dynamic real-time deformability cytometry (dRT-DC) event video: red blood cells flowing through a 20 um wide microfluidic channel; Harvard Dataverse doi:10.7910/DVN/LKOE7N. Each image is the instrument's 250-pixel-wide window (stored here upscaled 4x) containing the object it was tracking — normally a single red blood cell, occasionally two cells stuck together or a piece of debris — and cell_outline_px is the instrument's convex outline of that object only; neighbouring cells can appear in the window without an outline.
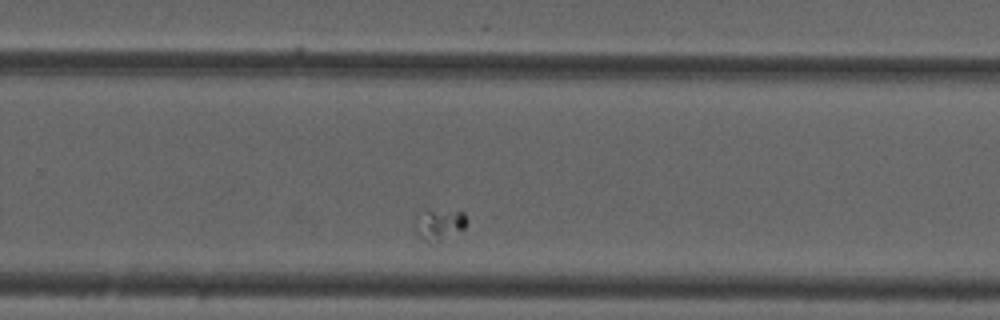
{"species": "common noctule bat (a hibernating species)", "species_latin": "Nyctalus noctula", "temperature_condition": "cold", "stored_images_in_passage": 30, "camera_frame_rate_fps": 3000, "um_per_image_px": 0.085, "animal": {"sex": "male", "forearm_length_mm": 52.5}, "frame": {"image": 1, "passage_image": 22, "time_ms": 7.0, "image_size_px": [1000, 320], "cell_outline_px": [[468, 220], [464, 228], [436, 248], [428, 244], [416, 232], [416, 216], [424, 208], [428, 208], [464, 212]], "centroid_in_image_um": [37.34, 19.14], "position_along_channel_um": 292.5, "area_um2": 10.35}}
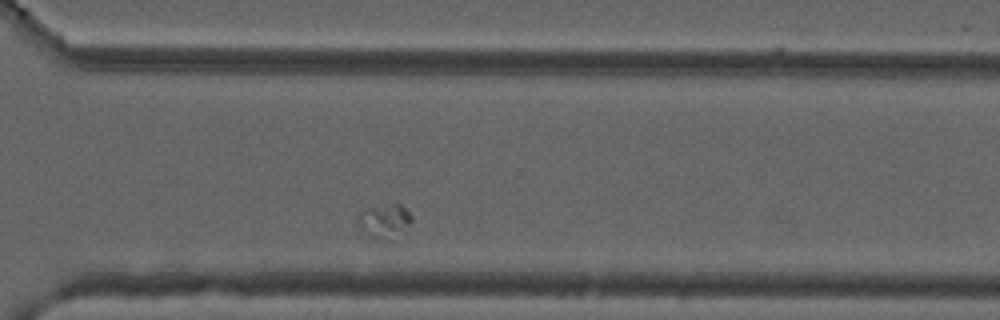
{"frame": {"image": 2, "passage_image": 26, "time_ms": 8.333, "image_size_px": [1000, 320], "cell_outline_px": [[412, 220], [392, 244], [376, 240], [360, 228], [360, 212], [368, 208], [392, 204], [400, 204], [412, 216]], "centroid_in_image_um": [32.73, 18.87], "position_along_channel_um": 337.9, "area_um2": 10.69}}
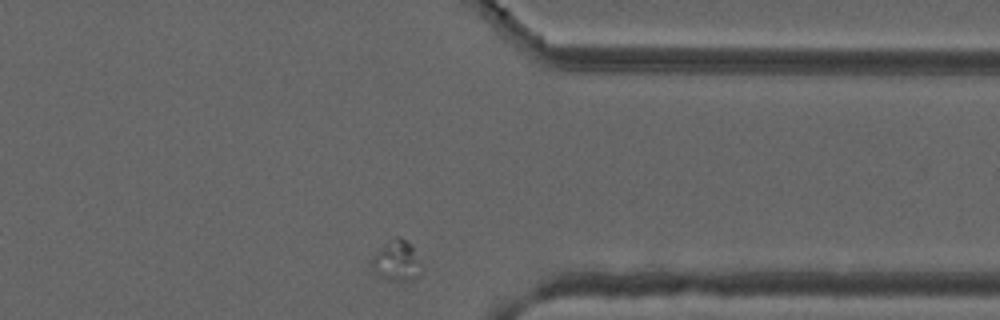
{"frame": {"image": 3, "passage_image": 30, "time_ms": 9.667, "image_size_px": [1000, 320], "cell_outline_px": [[420, 276], [412, 280], [400, 284], [388, 280], [380, 276], [372, 268], [372, 256], [380, 248], [396, 236], [400, 236], [412, 244]], "centroid_in_image_um": [33.68, 22.21], "position_along_channel_um": 377.7, "area_um2": 11.56}}